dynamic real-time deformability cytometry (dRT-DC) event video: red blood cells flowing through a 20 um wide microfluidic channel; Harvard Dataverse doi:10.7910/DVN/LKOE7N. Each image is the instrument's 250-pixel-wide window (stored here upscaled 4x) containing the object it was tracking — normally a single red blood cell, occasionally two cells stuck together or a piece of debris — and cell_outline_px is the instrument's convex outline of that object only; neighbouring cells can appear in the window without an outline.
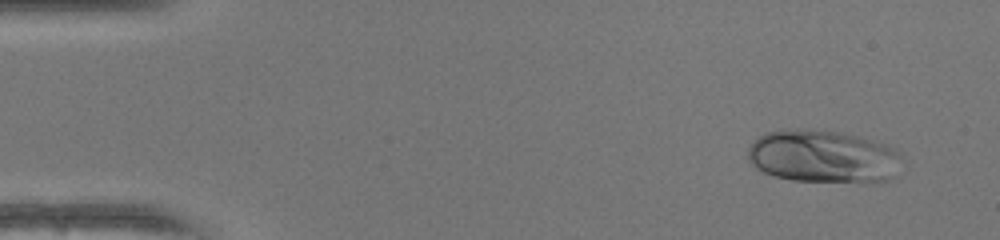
{"species": "human", "species_latin": "Homo sapiens", "temperature_condition": "warm", "stored_images_in_passage": 48, "camera_frame_rate_fps": 3000, "um_per_image_px": 0.085, "donor": {"sex": "female"}, "frame": {"image": 1, "passage_image": 3, "time_ms": 0.667, "image_size_px": [1000, 240], "cell_outline_px": [[900, 156], [896, 176], [888, 180], [792, 180], [776, 176], [764, 172], [756, 168], [748, 160], [748, 148], [764, 132], [796, 128], [844, 132], [860, 136], [888, 144], [896, 148], [900, 152]], "centroid_in_image_um": [69.96, 13.25], "position_along_channel_um": 15.0, "area_um2": 46.99}}
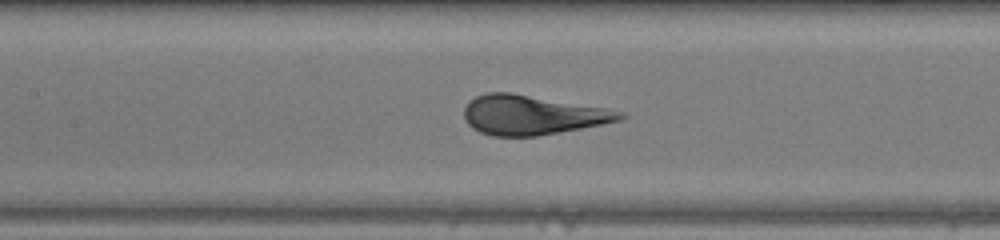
{"frame": {"image": 2, "passage_image": 22, "time_ms": 7.0, "image_size_px": [1000, 240], "cell_outline_px": [[628, 116], [620, 120], [580, 128], [536, 136], [492, 136], [480, 132], [472, 128], [464, 120], [464, 108], [468, 100], [484, 92], [512, 92], [604, 108], [624, 112]], "centroid_in_image_um": [45.17, 9.76], "position_along_channel_um": 162.2, "area_um2": 35.78}}
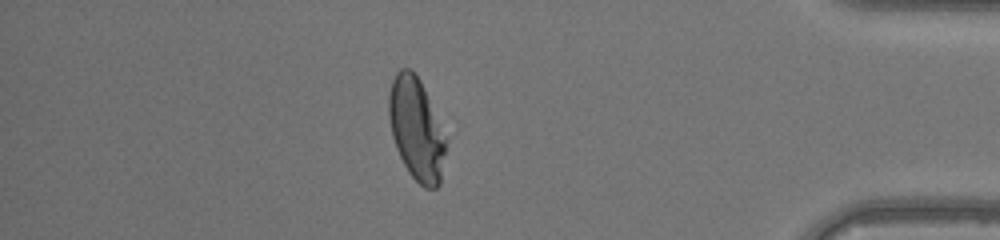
{"frame": {"image": 3, "passage_image": 42, "time_ms": 13.667, "image_size_px": [1000, 240], "cell_outline_px": [[444, 152], [440, 184], [436, 188], [424, 188], [408, 172], [396, 148], [392, 136], [388, 116], [388, 96], [392, 80], [396, 72], [400, 68], [412, 68], [420, 80], [424, 88], [444, 140]], "centroid_in_image_um": [35.32, 10.95], "position_along_channel_um": 399.9, "area_um2": 33.12}, "authors_computed_cell_mechanics": {"area_um2": 36.0672, "velocity_mm_per_s": 4.1501, "shape_relaxation_time_tau1_ms": 3.3667, "shape_relaxation_time_tau2_ms": null, "deformation_change_tau1": 0.1912, "deformation_change_tau2": null}}